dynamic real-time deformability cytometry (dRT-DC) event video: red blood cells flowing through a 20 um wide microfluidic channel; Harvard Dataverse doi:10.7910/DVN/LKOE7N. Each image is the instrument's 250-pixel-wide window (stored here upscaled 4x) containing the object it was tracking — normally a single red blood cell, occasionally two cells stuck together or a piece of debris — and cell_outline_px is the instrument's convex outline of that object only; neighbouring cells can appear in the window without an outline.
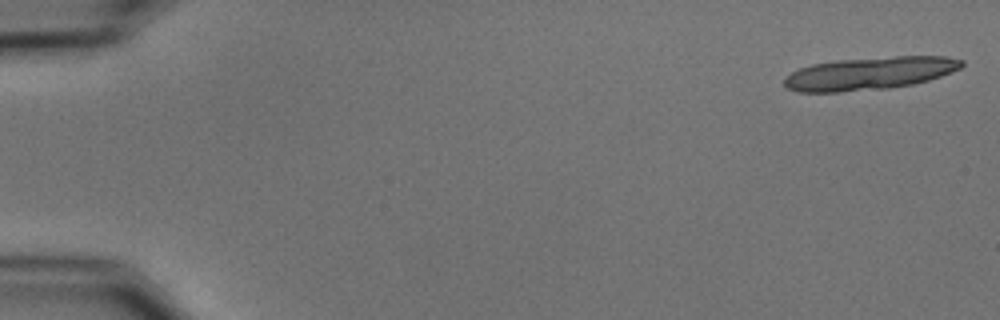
{"species": "common noctule bat (a hibernating species)", "species_latin": "Nyctalus noctula", "temperature_condition": "cold", "stored_images_in_passage": 20, "camera_frame_rate_fps": 3000, "um_per_image_px": 0.085, "animal": {"sex": "male", "body_mass_g": 15.6}, "frame": {"image": 1, "passage_image": 1, "time_ms": 0.0, "image_size_px": [1000, 320], "cell_outline_px": [[964, 64], [960, 68], [940, 76], [928, 80], [912, 84], [888, 88], [840, 92], [796, 92], [788, 88], [784, 84], [784, 76], [800, 68], [812, 64], [836, 60], [896, 56], [948, 56], [964, 60]], "centroid_in_image_um": [73.9, 6.23], "position_along_channel_um": 11.1, "area_um2": 33.93}}